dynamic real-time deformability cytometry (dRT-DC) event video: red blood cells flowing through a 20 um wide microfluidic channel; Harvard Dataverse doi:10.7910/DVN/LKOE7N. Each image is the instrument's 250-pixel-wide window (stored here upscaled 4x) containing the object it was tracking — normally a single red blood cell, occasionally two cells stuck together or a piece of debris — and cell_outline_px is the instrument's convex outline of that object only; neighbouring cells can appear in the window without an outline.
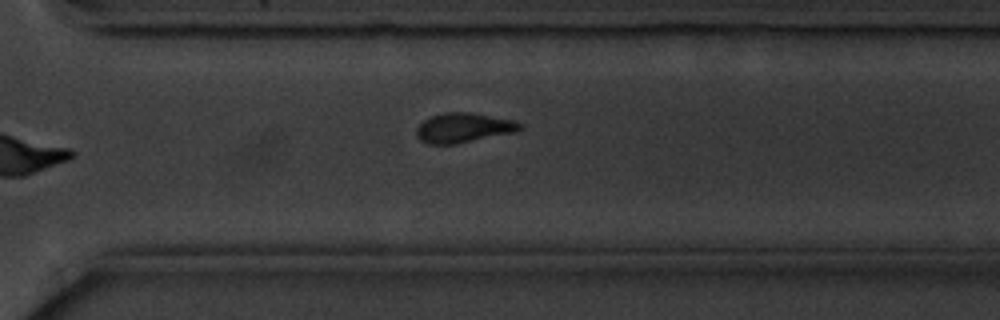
{"species": "common noctule bat (a hibernating species)", "species_latin": "Nyctalus noctula", "temperature_condition": "cold", "stored_images_in_passage": 11, "camera_frame_rate_fps": 3000, "um_per_image_px": 0.085, "animal": {"sex": "male", "body_mass_g": 20.1, "forearm_length_mm": 53.5}, "frame": {"image": 1, "passage_image": 11, "time_ms": 13.0, "image_size_px": [1000, 320], "cell_outline_px": [[524, 128], [516, 132], [456, 144], [428, 144], [420, 140], [416, 136], [416, 128], [424, 120], [432, 116], [444, 112], [468, 112], [516, 120]], "centroid_in_image_um": [39.41, 10.86], "position_along_channel_um": 331.2, "area_um2": 17.98}}